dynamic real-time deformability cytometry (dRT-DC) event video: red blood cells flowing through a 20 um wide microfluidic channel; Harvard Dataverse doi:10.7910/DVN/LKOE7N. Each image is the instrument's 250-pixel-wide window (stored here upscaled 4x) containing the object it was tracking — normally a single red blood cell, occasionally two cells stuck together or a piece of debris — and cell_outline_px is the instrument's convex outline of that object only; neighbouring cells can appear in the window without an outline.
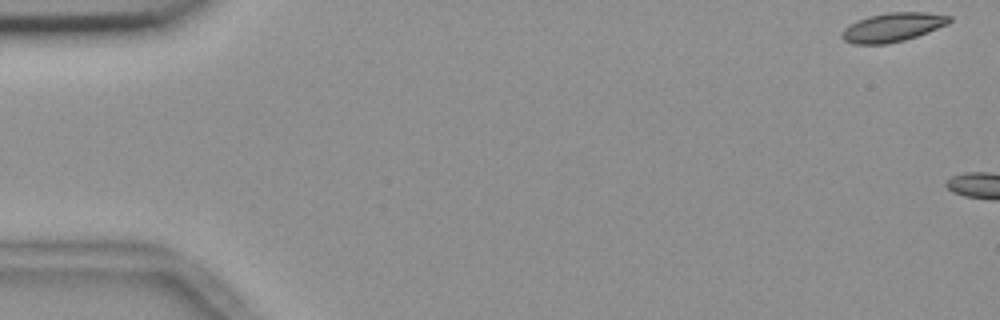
{"species": "common noctule bat (a hibernating species)", "species_latin": "Nyctalus noctula", "temperature_condition": "room temperature", "stored_images_in_passage": 5, "camera_frame_rate_fps": 3000, "um_per_image_px": 0.085, "animal": {"sex": "female", "body_mass_g": 18.4}, "frame": {"image": 1, "passage_image": 1, "time_ms": 0.0, "image_size_px": [1000, 320], "cell_outline_px": [[952, 20], [948, 24], [928, 32], [904, 40], [888, 44], [852, 44], [844, 40], [840, 36], [844, 28], [856, 20], [868, 16], [888, 12], [924, 12], [952, 16]], "centroid_in_image_um": [75.86, 2.31], "position_along_channel_um": 9.1, "area_um2": 18.21}}